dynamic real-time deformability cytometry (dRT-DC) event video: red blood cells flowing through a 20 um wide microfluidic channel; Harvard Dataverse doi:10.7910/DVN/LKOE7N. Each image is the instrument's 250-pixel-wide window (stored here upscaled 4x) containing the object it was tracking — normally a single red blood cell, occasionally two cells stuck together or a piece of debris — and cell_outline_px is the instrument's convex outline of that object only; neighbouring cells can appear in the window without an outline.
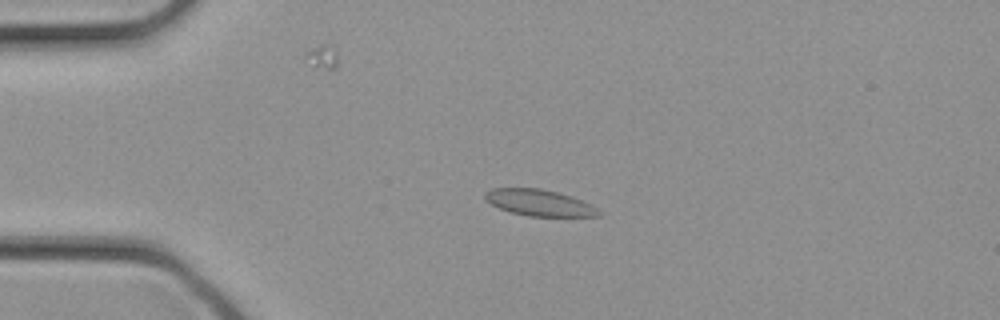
{"species": "common noctule bat (a hibernating species)", "species_latin": "Nyctalus noctula", "temperature_condition": "cold", "stored_images_in_passage": 33, "camera_frame_rate_fps": 3000, "um_per_image_px": 0.085, "animal": {"sex": "female", "body_mass_g": 21.9}, "frame": {"image": 1, "passage_image": 8, "time_ms": 2.333, "image_size_px": [1000, 320], "cell_outline_px": [[600, 216], [528, 216], [512, 212], [500, 208], [484, 200], [484, 192], [492, 188], [540, 188], [572, 196], [592, 204], [600, 212]], "centroid_in_image_um": [45.83, 17.22], "position_along_channel_um": 39.2, "area_um2": 17.4}}
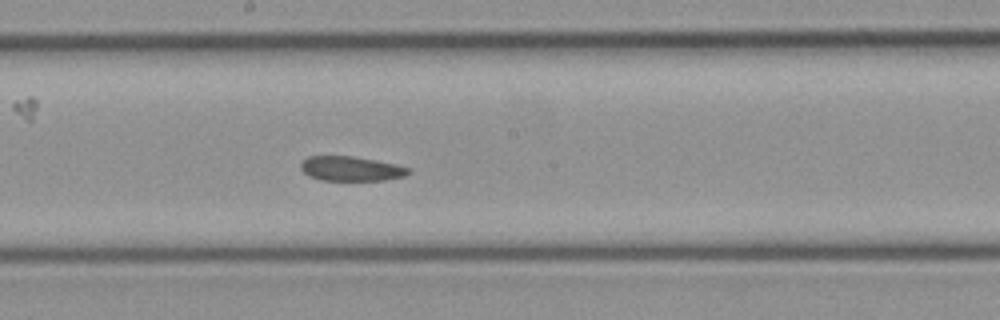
{"frame": {"image": 2, "passage_image": 18, "time_ms": 5.667, "image_size_px": [1000, 320], "cell_outline_px": [[412, 172], [404, 176], [384, 180], [320, 180], [308, 176], [300, 168], [300, 164], [308, 156], [352, 156], [376, 160], [396, 164], [408, 168]], "centroid_in_image_um": [29.82, 14.34], "position_along_channel_um": 218.4, "area_um2": 15.43}}
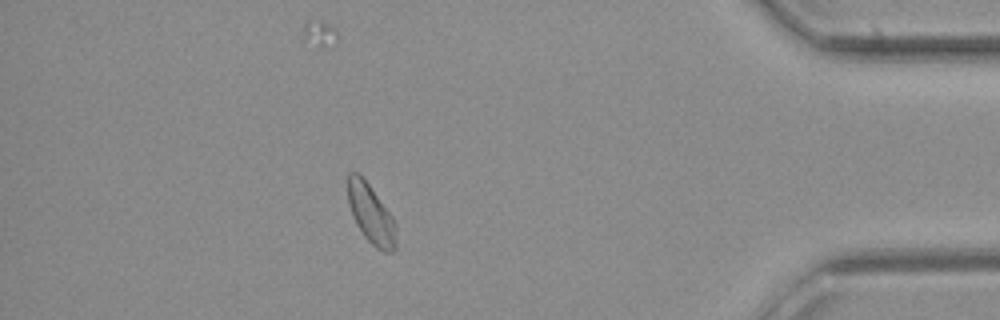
{"frame": {"image": 3, "passage_image": 29, "time_ms": 9.333, "image_size_px": [1000, 320], "cell_outline_px": [[396, 248], [392, 252], [384, 252], [376, 248], [364, 236], [356, 224], [352, 216], [348, 204], [348, 172], [360, 172], [392, 216], [396, 224]], "centroid_in_image_um": [31.53, 18.19], "position_along_channel_um": 403.7, "area_um2": 16.82}}